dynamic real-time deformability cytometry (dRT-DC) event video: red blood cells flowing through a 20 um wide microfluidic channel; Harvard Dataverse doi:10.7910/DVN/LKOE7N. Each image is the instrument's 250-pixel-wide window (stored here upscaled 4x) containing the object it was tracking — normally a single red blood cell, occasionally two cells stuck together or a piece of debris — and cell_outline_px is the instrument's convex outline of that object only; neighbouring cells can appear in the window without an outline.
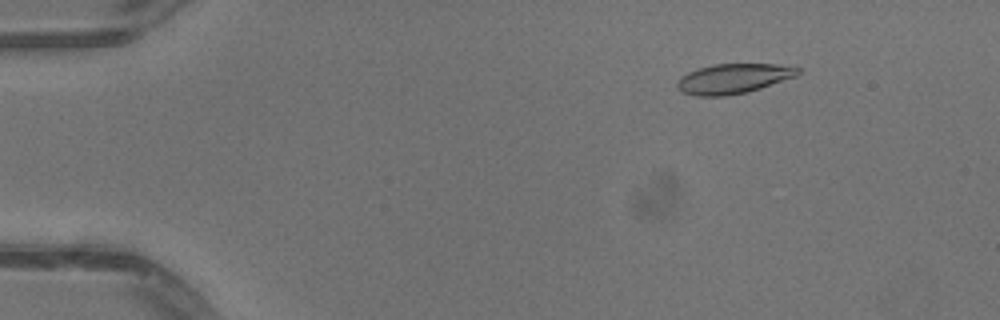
{"species": "common noctule bat (a hibernating species)", "species_latin": "Nyctalus noctula", "temperature_condition": "warm", "stored_images_in_passage": 24, "camera_frame_rate_fps": 3000, "um_per_image_px": 0.085, "animal": {"sex": "male", "body_mass_g": 13.3}, "frame": {"image": 1, "passage_image": 4, "time_ms": 1.0, "image_size_px": [1000, 320], "cell_outline_px": [[800, 72], [796, 76], [748, 92], [728, 96], [696, 96], [680, 92], [676, 88], [676, 80], [680, 76], [688, 72], [712, 64], [776, 64], [800, 68]], "centroid_in_image_um": [62.27, 6.69], "position_along_channel_um": 22.7, "area_um2": 21.15}}
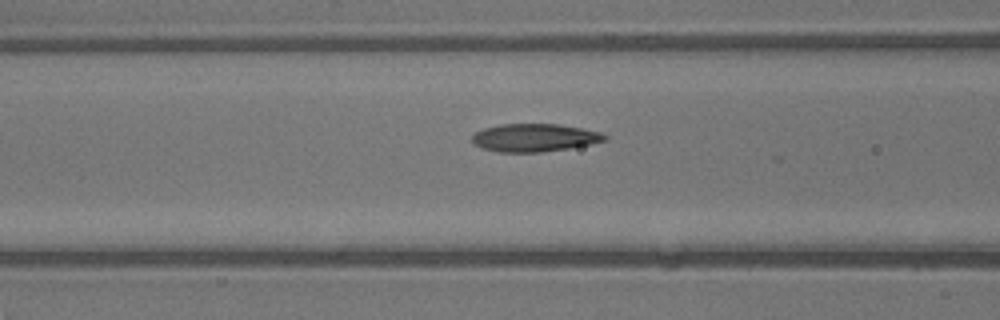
{"frame": {"image": 2, "passage_image": 18, "time_ms": 5.667, "image_size_px": [1000, 320], "cell_outline_px": [[608, 140], [592, 144], [568, 148], [540, 152], [496, 152], [480, 148], [472, 144], [472, 136], [476, 132], [484, 128], [500, 124], [560, 124], [584, 128], [600, 132], [608, 136]], "centroid_in_image_um": [45.43, 11.7], "position_along_channel_um": 121.2, "area_um2": 21.85}}
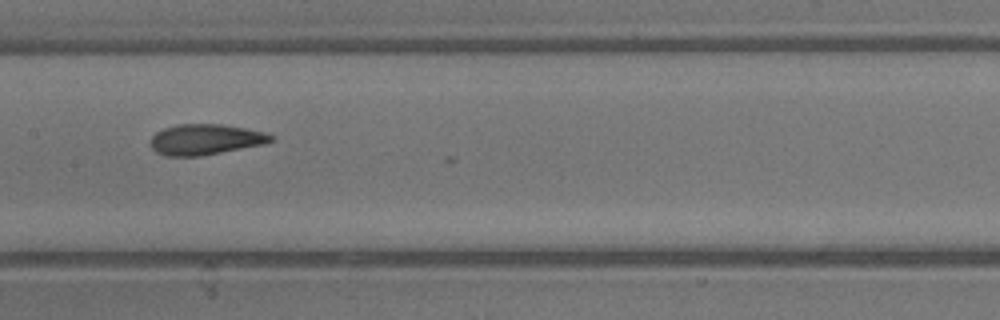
{"frame": {"image": 3, "passage_image": 23, "time_ms": 7.333, "image_size_px": [1000, 320], "cell_outline_px": [[276, 140], [264, 144], [200, 156], [164, 156], [156, 152], [152, 148], [152, 136], [156, 132], [164, 128], [180, 124], [220, 124], [268, 132]], "centroid_in_image_um": [17.49, 11.85], "position_along_channel_um": 189.9, "area_um2": 21.44}}